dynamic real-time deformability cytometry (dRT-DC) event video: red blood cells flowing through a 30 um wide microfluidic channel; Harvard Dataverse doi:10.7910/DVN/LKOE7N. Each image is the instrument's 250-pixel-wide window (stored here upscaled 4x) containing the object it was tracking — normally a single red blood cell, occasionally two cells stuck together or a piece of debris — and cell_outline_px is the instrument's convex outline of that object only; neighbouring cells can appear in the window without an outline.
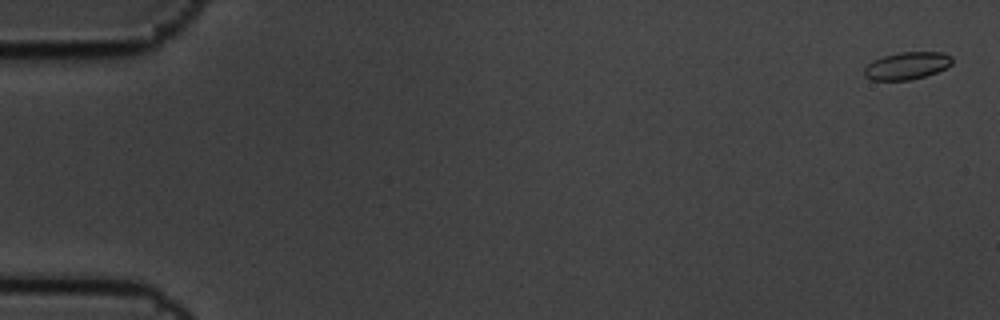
{"species": "common noctule bat (a hibernating species)", "species_latin": "Nyctalus noctula", "temperature_condition": "cold", "stored_images_in_passage": 5, "camera_frame_rate_fps": 3000, "um_per_image_px": 0.085, "animal": {"sex": "male", "body_mass_g": 19.5, "forearm_length_mm": 54.6}, "frame": {"image": 1, "passage_image": 1, "time_ms": 0.0, "image_size_px": [1000, 320], "cell_outline_px": [[952, 64], [948, 68], [924, 76], [908, 80], [872, 80], [864, 76], [864, 68], [872, 60], [884, 56], [900, 52], [944, 52], [952, 56]], "centroid_in_image_um": [77.1, 5.58], "position_along_channel_um": 7.9, "area_um2": 14.1}}
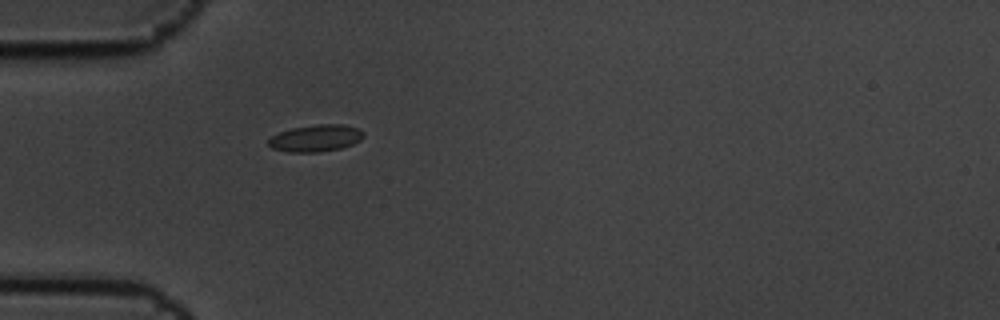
{"frame": {"image": 2, "passage_image": 5, "time_ms": 1.333, "image_size_px": [1000, 320], "cell_outline_px": [[364, 136], [360, 140], [352, 144], [340, 148], [316, 152], [288, 152], [272, 148], [268, 144], [268, 140], [272, 136], [280, 132], [292, 128], [316, 124], [344, 124], [356, 128], [364, 132]], "centroid_in_image_um": [26.83, 11.74], "position_along_channel_um": 58.2, "area_um2": 14.8}}